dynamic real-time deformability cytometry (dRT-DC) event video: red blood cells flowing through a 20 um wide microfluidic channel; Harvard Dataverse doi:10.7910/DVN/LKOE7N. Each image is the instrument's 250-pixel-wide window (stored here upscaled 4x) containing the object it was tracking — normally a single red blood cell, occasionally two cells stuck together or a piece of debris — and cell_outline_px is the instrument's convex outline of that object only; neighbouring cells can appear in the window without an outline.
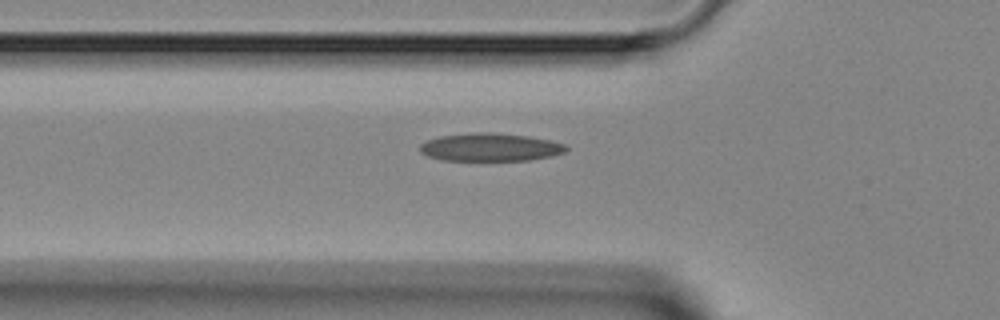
{"species": "Egyptian fruit bat (a non-hibernating species)", "species_latin": "Rousettus aegyptiacus", "temperature_condition": "room temperature", "stored_images_in_passage": 4, "camera_frame_rate_fps": 3000, "um_per_image_px": 0.085, "animal": {"sex": "female"}, "frame": {"image": 1, "passage_image": 4, "time_ms": 5.0, "image_size_px": [1000, 320], "cell_outline_px": [[568, 148], [564, 152], [548, 156], [528, 160], [444, 160], [428, 156], [420, 152], [420, 144], [428, 140], [440, 136], [476, 132], [496, 132], [528, 136], [548, 140], [564, 144]], "centroid_in_image_um": [41.64, 12.5], "position_along_channel_um": 84.2, "area_um2": 23.58}}